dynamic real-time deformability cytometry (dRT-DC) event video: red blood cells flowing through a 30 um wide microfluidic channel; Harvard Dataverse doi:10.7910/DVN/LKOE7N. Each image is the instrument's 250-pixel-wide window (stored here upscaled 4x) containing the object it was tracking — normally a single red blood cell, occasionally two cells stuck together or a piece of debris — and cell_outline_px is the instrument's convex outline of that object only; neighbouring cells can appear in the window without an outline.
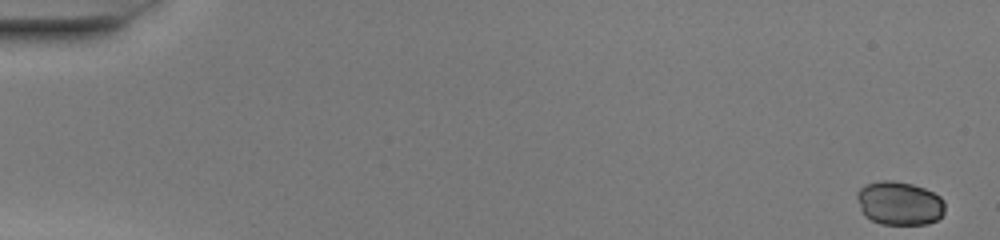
{"species": "common noctule bat (a hibernating species)", "species_latin": "Nyctalus noctula", "temperature_condition": "warm", "stored_images_in_passage": 51, "camera_frame_rate_fps": 3000, "um_per_image_px": 0.085, "animal": {"sex": "female", "body_mass_g": 20.0, "forearm_length_mm": 54.0}, "frame": {"image": 1, "passage_image": 1, "time_ms": 0.0, "image_size_px": [1000, 240], "cell_outline_px": [[944, 212], [936, 220], [928, 224], [880, 224], [864, 216], [860, 208], [856, 196], [856, 192], [864, 184], [880, 180], [892, 180], [912, 184], [924, 188], [940, 196], [944, 200]], "centroid_in_image_um": [76.42, 17.27], "position_along_channel_um": 8.6, "area_um2": 22.54}}
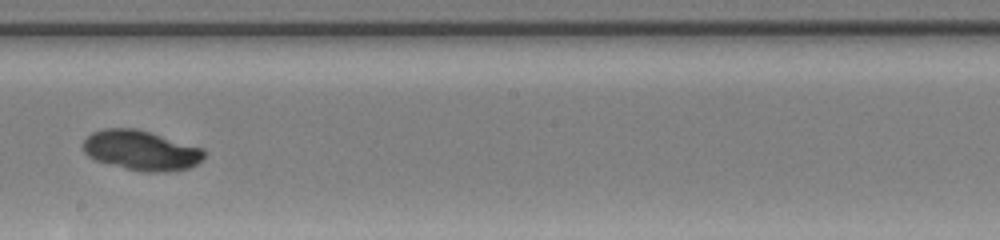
{"frame": {"image": 2, "passage_image": 30, "time_ms": 9.667, "image_size_px": [1000, 240], "cell_outline_px": [[204, 156], [196, 164], [188, 168], [168, 172], [144, 172], [96, 160], [88, 156], [84, 152], [84, 140], [92, 132], [104, 128], [136, 128], [204, 148]], "centroid_in_image_um": [12.01, 12.77], "position_along_channel_um": 236.2, "area_um2": 27.86}}
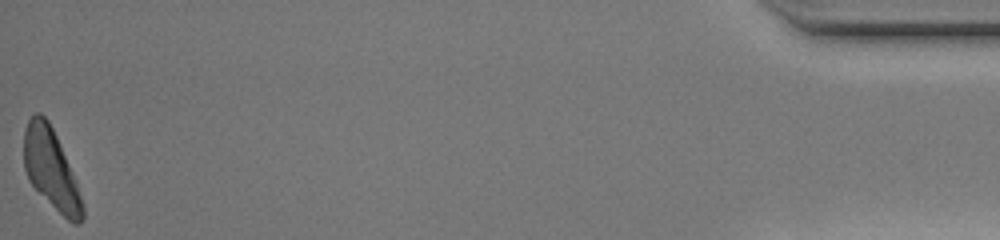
{"frame": {"image": 3, "passage_image": 51, "time_ms": 16.667, "image_size_px": [1000, 240], "cell_outline_px": [[84, 220], [80, 224], [72, 224], [28, 180], [24, 168], [24, 128], [28, 120], [36, 112], [40, 112], [48, 120], [60, 144], [84, 204]], "centroid_in_image_um": [4.33, 14.36], "position_along_channel_um": 430.9, "area_um2": 26.76}, "authors_computed_cell_mechanics": {"area_um2": 26.8192, "velocity_mm_per_s": 4.0995, "shape_relaxation_time_tau1_ms": 4.5319, "shape_relaxation_time_tau2_ms": null, "deformation_change_tau1": 0.0533, "deformation_change_tau2": null}}